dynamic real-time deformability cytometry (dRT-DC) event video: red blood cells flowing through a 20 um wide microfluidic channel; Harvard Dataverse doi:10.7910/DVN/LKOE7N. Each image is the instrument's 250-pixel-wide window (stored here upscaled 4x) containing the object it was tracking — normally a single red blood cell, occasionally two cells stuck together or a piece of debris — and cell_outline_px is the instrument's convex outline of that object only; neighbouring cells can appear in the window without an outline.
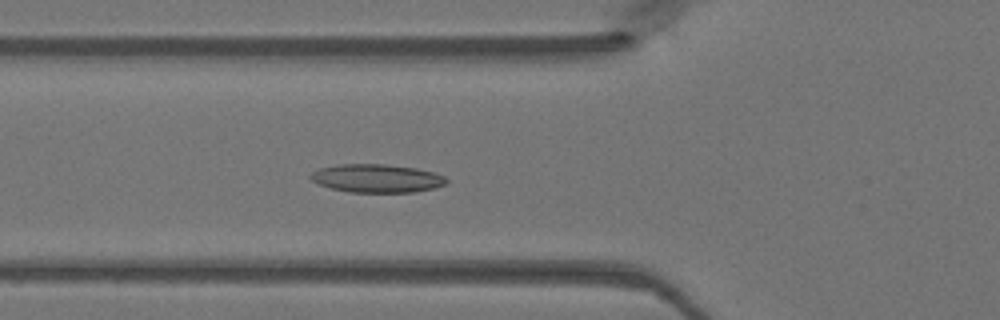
{"species": "Egyptian fruit bat (a non-hibernating species)", "species_latin": "Rousettus aegyptiacus", "temperature_condition": "warm", "stored_images_in_passage": 50, "segment_of_instrument_passage": [1, 2], "camera_frame_rate_fps": 3000, "um_per_image_px": 0.085, "animal": {"sex": "female"}, "frame": {"image": 1, "passage_image": 18, "time_ms": 5.667, "image_size_px": [1000, 320], "cell_outline_px": [[448, 180], [444, 184], [432, 188], [416, 192], [348, 192], [332, 188], [320, 184], [312, 180], [308, 176], [312, 172], [320, 168], [340, 164], [388, 164], [416, 168], [432, 172], [444, 176]], "centroid_in_image_um": [32.02, 15.15], "position_along_channel_um": 93.8, "area_um2": 22.25}}
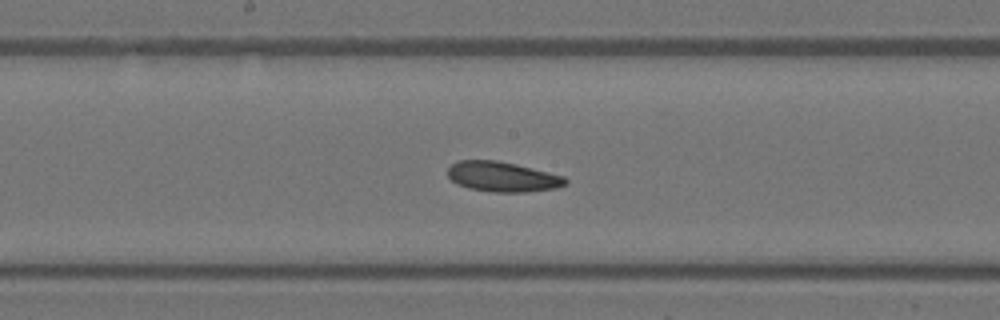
{"frame": {"image": 2, "passage_image": 26, "time_ms": 8.333, "image_size_px": [1000, 320], "cell_outline_px": [[568, 184], [556, 188], [524, 192], [492, 192], [468, 188], [456, 184], [448, 176], [448, 168], [456, 160], [496, 160], [516, 164], [564, 176], [568, 180]], "centroid_in_image_um": [42.7, 15.02], "position_along_channel_um": 205.5, "area_um2": 20.69}}
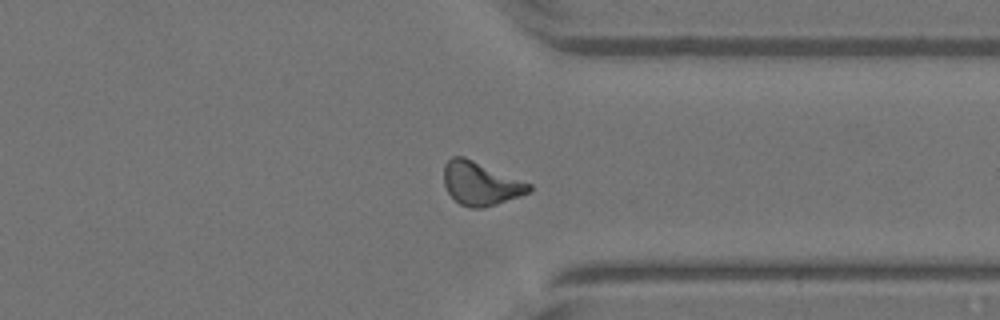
{"frame": {"image": 3, "passage_image": 38, "time_ms": 12.333, "image_size_px": [1000, 320], "cell_outline_px": [[532, 188], [528, 192], [520, 196], [484, 208], [468, 208], [460, 204], [448, 192], [444, 184], [444, 164], [452, 156], [464, 156], [532, 184]], "centroid_in_image_um": [40.84, 15.6], "position_along_channel_um": 370.6, "area_um2": 21.5}}